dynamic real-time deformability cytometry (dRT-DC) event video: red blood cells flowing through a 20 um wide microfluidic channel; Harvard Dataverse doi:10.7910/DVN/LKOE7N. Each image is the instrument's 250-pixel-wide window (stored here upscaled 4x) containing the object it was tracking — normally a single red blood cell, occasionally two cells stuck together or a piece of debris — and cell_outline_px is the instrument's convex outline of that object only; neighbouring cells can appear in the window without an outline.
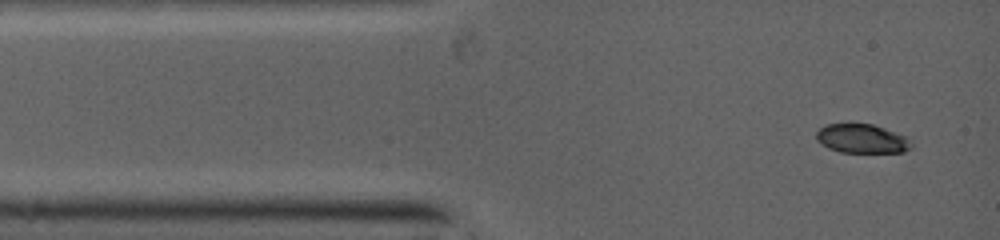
{"species": "common noctule bat (a hibernating species)", "species_latin": "Nyctalus noctula", "temperature_condition": "warm", "stored_images_in_passage": 32, "camera_frame_rate_fps": 5000, "um_per_image_px": 0.085, "animal": {"sex": "female", "body_mass_g": 19.0, "forearm_length_mm": 53.3}, "frame": {"image": 1, "passage_image": 1, "time_ms": 0.0, "image_size_px": [1000, 240], "cell_outline_px": [[908, 148], [900, 152], [840, 152], [828, 148], [816, 136], [816, 132], [820, 128], [828, 124], [872, 124], [884, 128], [904, 136]], "centroid_in_image_um": [73.18, 11.78], "position_along_channel_um": 11.8, "area_um2": 15.32}}
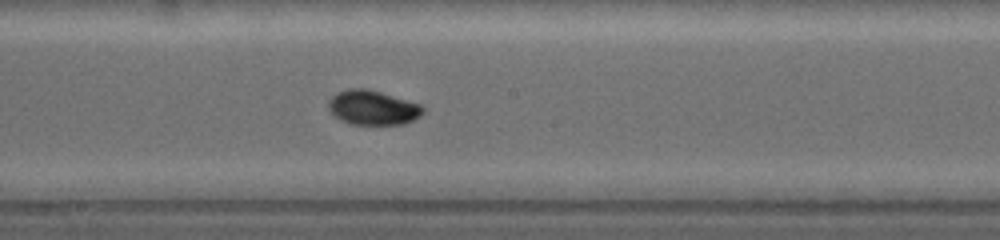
{"frame": {"image": 2, "passage_image": 19, "time_ms": 5.6, "image_size_px": [1000, 240], "cell_outline_px": [[424, 112], [420, 116], [404, 124], [352, 124], [336, 116], [332, 112], [328, 104], [328, 100], [332, 96], [340, 92], [352, 88], [364, 88], [380, 92], [420, 104], [424, 108]], "centroid_in_image_um": [31.72, 9.15], "position_along_channel_um": 216.5, "area_um2": 18.55}}
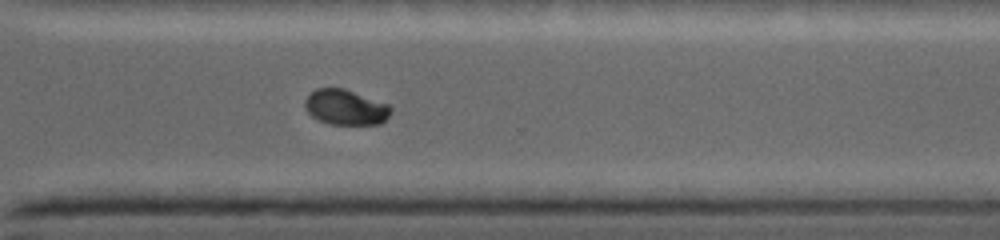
{"frame": {"image": 3, "passage_image": 32, "time_ms": 8.4, "image_size_px": [1000, 240], "cell_outline_px": [[392, 108], [388, 116], [380, 124], [332, 124], [320, 120], [312, 116], [308, 112], [304, 104], [304, 100], [316, 88], [344, 88], [388, 104]], "centroid_in_image_um": [29.37, 9.11], "position_along_channel_um": 341.2, "area_um2": 17.46}}